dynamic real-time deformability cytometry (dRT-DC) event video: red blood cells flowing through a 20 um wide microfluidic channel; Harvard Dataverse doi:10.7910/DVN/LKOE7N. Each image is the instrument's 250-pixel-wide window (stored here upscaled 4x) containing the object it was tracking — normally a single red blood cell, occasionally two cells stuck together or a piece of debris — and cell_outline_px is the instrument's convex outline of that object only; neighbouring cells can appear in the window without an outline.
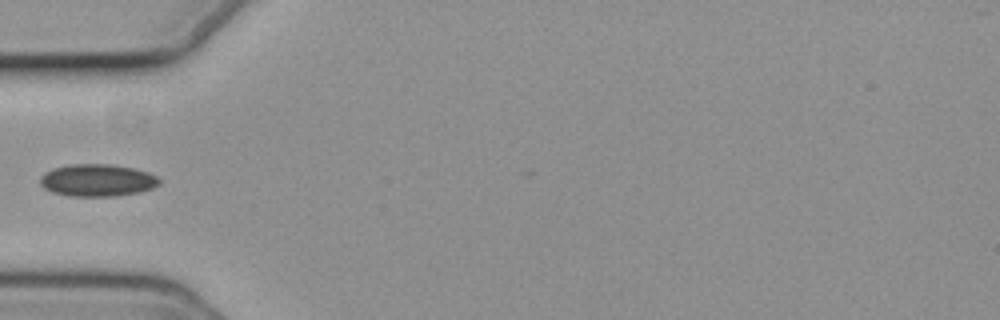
{"species": "common noctule bat (a hibernating species)", "species_latin": "Nyctalus noctula", "temperature_condition": "cold", "stored_images_in_passage": 3, "camera_frame_rate_fps": 3000, "um_per_image_px": 0.085, "animal": {"sex": "female", "body_mass_g": 19.3, "forearm_length_mm": 54.1}, "frame": {"image": 1, "passage_image": 1, "time_ms": 0.0, "image_size_px": [1000, 320], "cell_outline_px": [[160, 184], [152, 188], [140, 192], [116, 196], [68, 196], [52, 192], [44, 188], [40, 184], [40, 176], [44, 172], [52, 168], [68, 164], [112, 164], [132, 168], [148, 172], [156, 176], [160, 180]], "centroid_in_image_um": [8.25, 15.32], "position_along_channel_um": 76.8, "area_um2": 22.6}}